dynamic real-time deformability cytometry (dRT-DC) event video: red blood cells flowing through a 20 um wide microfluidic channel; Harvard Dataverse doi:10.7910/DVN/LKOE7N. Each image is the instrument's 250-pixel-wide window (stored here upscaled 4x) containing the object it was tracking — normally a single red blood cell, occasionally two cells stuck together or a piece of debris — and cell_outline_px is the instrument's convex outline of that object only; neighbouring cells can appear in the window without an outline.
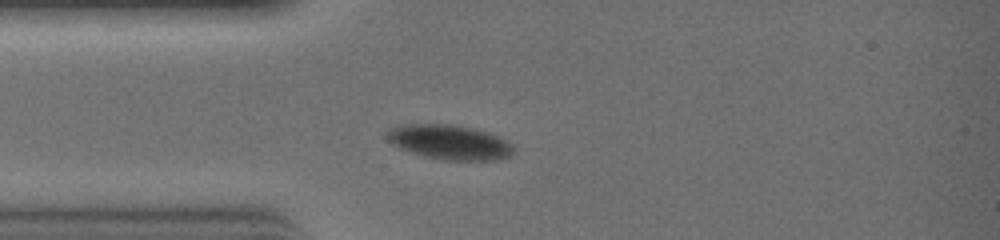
{"species": "common noctule bat (a hibernating species)", "species_latin": "Nyctalus noctula", "temperature_condition": "warm", "stored_images_in_passage": 24, "camera_frame_rate_fps": 3000, "um_per_image_px": 0.085, "animal": {"sex": "female", "body_mass_g": 19.0, "forearm_length_mm": 51.5}, "frame": {"image": 1, "passage_image": 7, "time_ms": 2.0, "image_size_px": [1000, 240], "cell_outline_px": [[512, 156], [500, 160], [440, 160], [424, 156], [400, 148], [392, 144], [384, 136], [388, 128], [396, 124], [452, 124], [476, 128], [500, 136], [508, 140], [512, 144]], "centroid_in_image_um": [38.2, 12.07], "position_along_channel_um": 46.8, "area_um2": 26.13}}
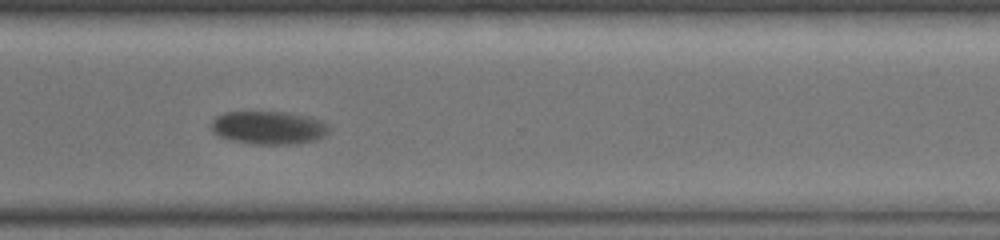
{"frame": {"image": 2, "passage_image": 23, "time_ms": 7.333, "image_size_px": [1000, 240], "cell_outline_px": [[328, 132], [324, 136], [316, 140], [296, 144], [248, 144], [232, 140], [220, 136], [212, 132], [212, 120], [216, 116], [224, 112], [288, 112], [308, 116], [320, 120], [328, 128]], "centroid_in_image_um": [22.81, 10.86], "position_along_channel_um": 347.8, "area_um2": 22.77}}